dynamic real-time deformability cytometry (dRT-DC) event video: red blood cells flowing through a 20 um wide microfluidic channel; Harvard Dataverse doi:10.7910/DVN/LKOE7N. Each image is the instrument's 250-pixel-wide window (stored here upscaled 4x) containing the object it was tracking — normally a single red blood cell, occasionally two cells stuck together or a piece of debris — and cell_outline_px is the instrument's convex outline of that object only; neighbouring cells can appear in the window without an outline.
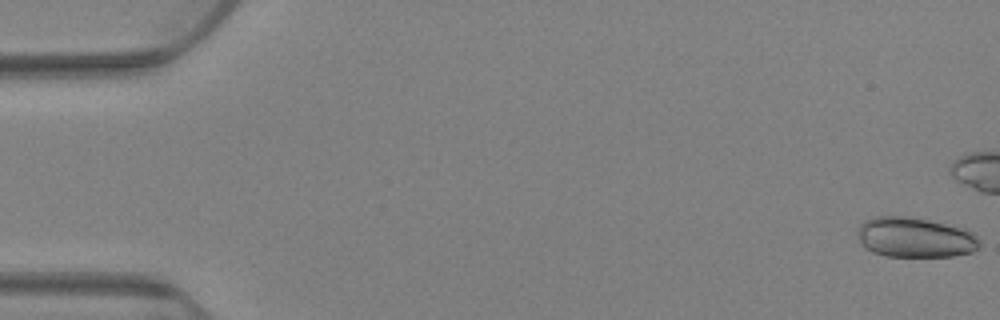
{"species": "Egyptian fruit bat (a non-hibernating species)", "species_latin": "Rousettus aegyptiacus", "temperature_condition": "warm", "stored_images_in_passage": 64, "camera_frame_rate_fps": 3000, "um_per_image_px": 0.085, "animal": {"sex": "female"}, "frame": {"image": 1, "passage_image": 1, "time_ms": 0.0, "image_size_px": [1000, 320], "cell_outline_px": [[980, 248], [972, 252], [952, 256], [888, 256], [872, 252], [864, 248], [860, 244], [860, 224], [864, 220], [876, 216], [908, 216], [928, 220], [964, 228], [972, 232], [980, 240]], "centroid_in_image_um": [77.8, 20.18], "position_along_channel_um": 7.2, "area_um2": 28.5}}
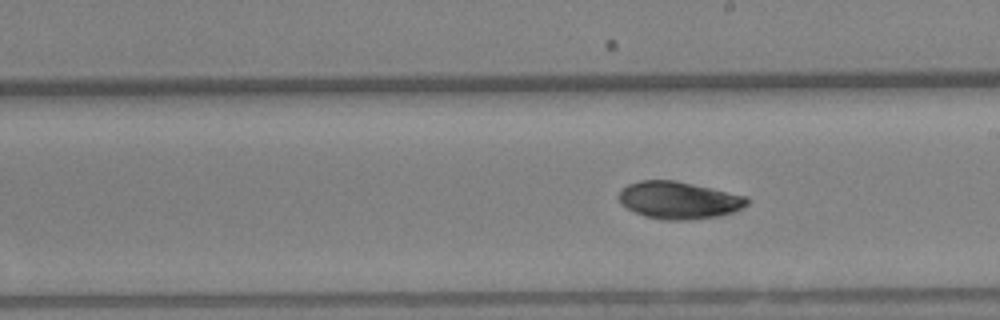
{"frame": {"image": 2, "passage_image": 46, "time_ms": 15.0, "image_size_px": [1000, 320], "cell_outline_px": [[748, 204], [732, 212], [720, 216], [688, 220], [664, 220], [644, 216], [620, 204], [616, 196], [628, 184], [640, 180], [676, 180], [748, 196]], "centroid_in_image_um": [57.69, 17.01], "position_along_channel_um": 231.3, "area_um2": 27.98}}
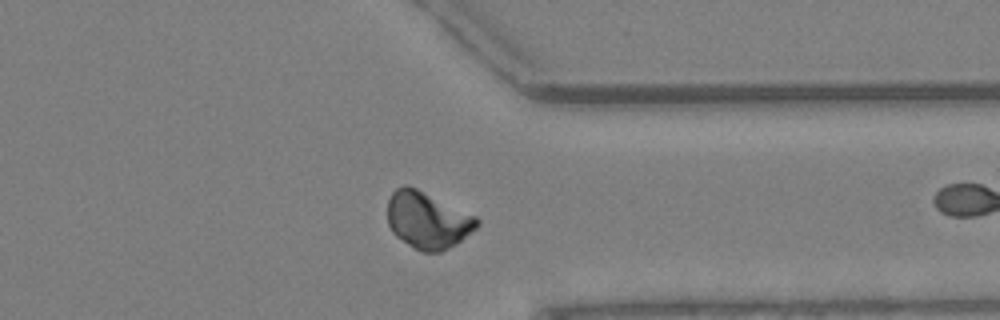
{"frame": {"image": 3, "passage_image": 63, "time_ms": 20.667, "image_size_px": [1000, 320], "cell_outline_px": [[480, 224], [476, 228], [456, 244], [440, 252], [420, 252], [396, 236], [392, 232], [388, 224], [388, 200], [392, 192], [396, 188], [404, 184], [408, 184], [476, 216], [480, 220]], "centroid_in_image_um": [36.33, 18.71], "position_along_channel_um": 375.1, "area_um2": 29.59}}